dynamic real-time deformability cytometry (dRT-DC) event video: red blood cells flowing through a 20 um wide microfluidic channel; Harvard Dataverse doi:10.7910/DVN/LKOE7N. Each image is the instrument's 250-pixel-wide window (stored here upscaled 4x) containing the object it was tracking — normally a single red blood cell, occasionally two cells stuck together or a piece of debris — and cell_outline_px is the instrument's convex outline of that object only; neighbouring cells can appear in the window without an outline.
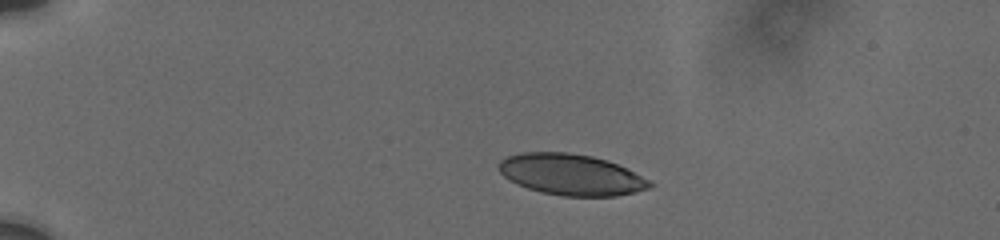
{"species": "human", "species_latin": "Homo sapiens", "temperature_condition": "cold", "stored_images_in_passage": 44, "camera_frame_rate_fps": 3000, "um_per_image_px": 0.085, "donor": {"sex": "male"}, "frame": {"image": 1, "passage_image": 1, "time_ms": 0.0, "image_size_px": [1000, 240], "cell_outline_px": [[652, 184], [648, 188], [636, 192], [616, 196], [564, 196], [540, 192], [516, 184], [504, 176], [500, 172], [496, 164], [500, 160], [508, 156], [520, 152], [568, 152], [592, 156], [608, 160], [652, 180]], "centroid_in_image_um": [48.53, 14.84], "position_along_channel_um": 36.5, "area_um2": 36.36}}
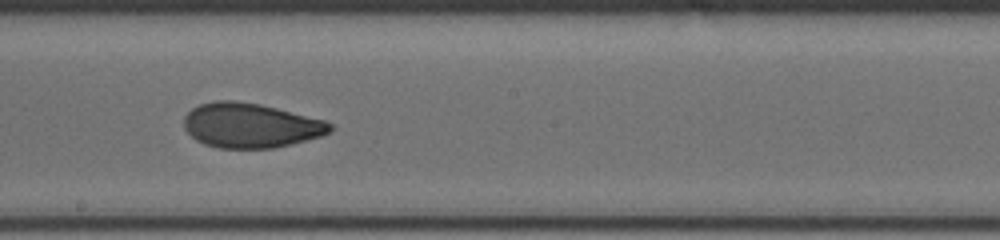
{"frame": {"image": 2, "passage_image": 22, "time_ms": 7.0, "image_size_px": [1000, 240], "cell_outline_px": [[332, 132], [320, 136], [272, 148], [220, 148], [204, 144], [196, 140], [184, 128], [184, 116], [192, 108], [200, 104], [216, 100], [232, 100], [260, 104], [324, 120], [332, 124]], "centroid_in_image_um": [21.27, 10.65], "position_along_channel_um": 226.9, "area_um2": 37.74}}
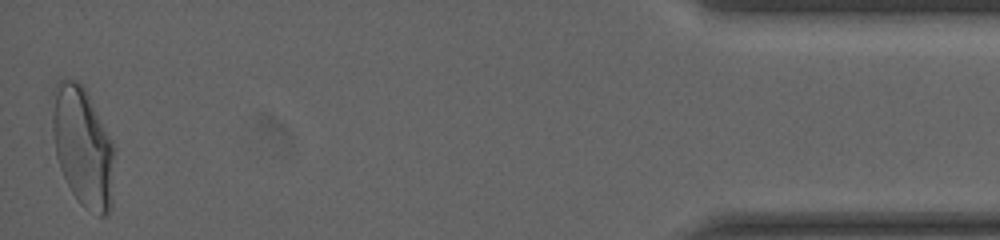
{"frame": {"image": 3, "passage_image": 44, "time_ms": 14.333, "image_size_px": [1000, 240], "cell_outline_px": [[112, 208], [108, 216], [100, 216], [84, 208], [80, 204], [72, 192], [60, 168], [56, 156], [52, 132], [52, 88], [56, 80], [64, 76], [76, 80], [84, 88], [112, 140]], "centroid_in_image_um": [6.99, 12.44], "position_along_channel_um": 428.2, "area_um2": 43.35}, "authors_computed_cell_mechanics": {"area_um2": 38.5815, "velocity_mm_per_s": 3.7418, "shape_relaxation_time_tau1_ms": 8.1827, "shape_relaxation_time_tau2_ms": 1.3492, "deformation_change_tau1": 0.2023, "deformation_change_tau2": 0.0687}}